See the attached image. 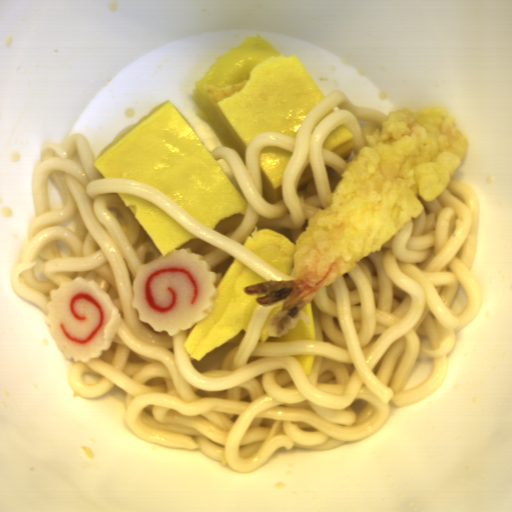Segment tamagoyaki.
<instances>
[{
  "label": "tamagoyaki",
  "instance_id": "9",
  "mask_svg": "<svg viewBox=\"0 0 512 512\" xmlns=\"http://www.w3.org/2000/svg\"><path fill=\"white\" fill-rule=\"evenodd\" d=\"M304 375H311L316 355H295Z\"/></svg>",
  "mask_w": 512,
  "mask_h": 512
},
{
  "label": "tamagoyaki",
  "instance_id": "3",
  "mask_svg": "<svg viewBox=\"0 0 512 512\" xmlns=\"http://www.w3.org/2000/svg\"><path fill=\"white\" fill-rule=\"evenodd\" d=\"M266 281L233 256L217 284L212 309L191 327L184 338V349L201 360L243 330L246 335L261 294L244 293V286Z\"/></svg>",
  "mask_w": 512,
  "mask_h": 512
},
{
  "label": "tamagoyaki",
  "instance_id": "6",
  "mask_svg": "<svg viewBox=\"0 0 512 512\" xmlns=\"http://www.w3.org/2000/svg\"><path fill=\"white\" fill-rule=\"evenodd\" d=\"M293 152L279 146L259 148L258 166L262 178V198L270 205L283 199L281 184Z\"/></svg>",
  "mask_w": 512,
  "mask_h": 512
},
{
  "label": "tamagoyaki",
  "instance_id": "8",
  "mask_svg": "<svg viewBox=\"0 0 512 512\" xmlns=\"http://www.w3.org/2000/svg\"><path fill=\"white\" fill-rule=\"evenodd\" d=\"M322 149L327 150L347 159L352 157L355 149V135L350 126H340L335 128L326 139Z\"/></svg>",
  "mask_w": 512,
  "mask_h": 512
},
{
  "label": "tamagoyaki",
  "instance_id": "5",
  "mask_svg": "<svg viewBox=\"0 0 512 512\" xmlns=\"http://www.w3.org/2000/svg\"><path fill=\"white\" fill-rule=\"evenodd\" d=\"M256 257L291 276L297 245L270 228H254L240 243Z\"/></svg>",
  "mask_w": 512,
  "mask_h": 512
},
{
  "label": "tamagoyaki",
  "instance_id": "4",
  "mask_svg": "<svg viewBox=\"0 0 512 512\" xmlns=\"http://www.w3.org/2000/svg\"><path fill=\"white\" fill-rule=\"evenodd\" d=\"M116 195L136 219L159 255L166 256L168 252L179 249L187 241L199 239L147 201Z\"/></svg>",
  "mask_w": 512,
  "mask_h": 512
},
{
  "label": "tamagoyaki",
  "instance_id": "1",
  "mask_svg": "<svg viewBox=\"0 0 512 512\" xmlns=\"http://www.w3.org/2000/svg\"><path fill=\"white\" fill-rule=\"evenodd\" d=\"M328 94L298 56L284 55L260 35L246 37L213 61L194 83L190 101L222 146L245 165L255 134L296 137L311 110Z\"/></svg>",
  "mask_w": 512,
  "mask_h": 512
},
{
  "label": "tamagoyaki",
  "instance_id": "7",
  "mask_svg": "<svg viewBox=\"0 0 512 512\" xmlns=\"http://www.w3.org/2000/svg\"><path fill=\"white\" fill-rule=\"evenodd\" d=\"M304 311L309 320L308 324L300 320L291 330L282 336H272L265 323L259 335V343L316 340L312 300L305 303Z\"/></svg>",
  "mask_w": 512,
  "mask_h": 512
},
{
  "label": "tamagoyaki",
  "instance_id": "2",
  "mask_svg": "<svg viewBox=\"0 0 512 512\" xmlns=\"http://www.w3.org/2000/svg\"><path fill=\"white\" fill-rule=\"evenodd\" d=\"M93 165L102 178L154 186L213 229L221 219L248 211L228 172L169 100L118 132Z\"/></svg>",
  "mask_w": 512,
  "mask_h": 512
}]
</instances>
